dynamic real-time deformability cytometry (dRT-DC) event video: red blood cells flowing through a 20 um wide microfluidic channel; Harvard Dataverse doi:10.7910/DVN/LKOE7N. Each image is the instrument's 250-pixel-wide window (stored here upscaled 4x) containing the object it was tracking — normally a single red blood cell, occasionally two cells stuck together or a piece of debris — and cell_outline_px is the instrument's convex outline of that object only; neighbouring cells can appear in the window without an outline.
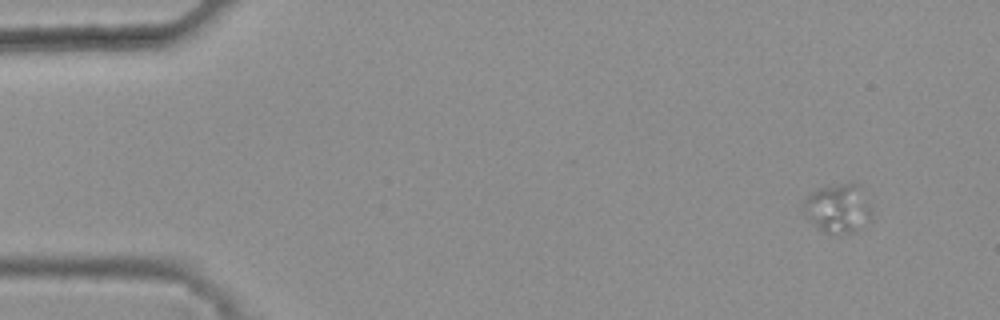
{"species": "common noctule bat (a hibernating species)", "species_latin": "Nyctalus noctula", "temperature_condition": "warm", "stored_images_in_passage": 44, "camera_frame_rate_fps": 3000, "um_per_image_px": 0.085, "animal": {"sex": "female", "body_mass_g": 25.1}, "frame": {"image": 1, "passage_image": 1, "time_ms": 0.0, "image_size_px": [1000, 320], "cell_outline_px": [[872, 220], [856, 232], [824, 232], [808, 220], [800, 204], [812, 192], [820, 188], [840, 184], [856, 184], [868, 204]], "centroid_in_image_um": [71.18, 17.74], "position_along_channel_um": 13.8, "area_um2": 18.9}}
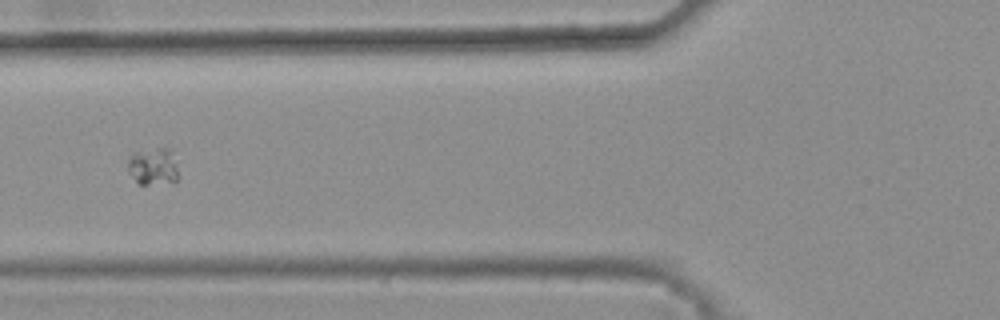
{"frame": {"image": 2, "passage_image": 18, "time_ms": 5.667, "image_size_px": [1000, 320], "cell_outline_px": [[176, 180], [148, 184], [140, 184], [128, 172], [128, 160], [136, 152], [160, 148], [168, 148], [176, 168]], "centroid_in_image_um": [12.96, 14.15], "position_along_channel_um": 112.8, "area_um2": 10.17}}
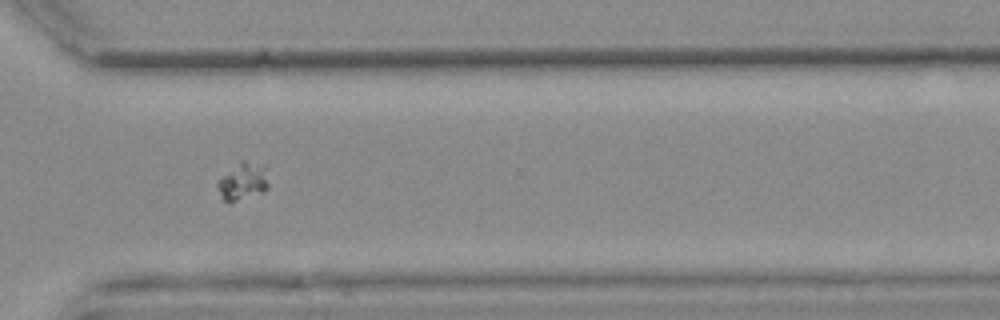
{"frame": {"image": 3, "passage_image": 37, "time_ms": 12.0, "image_size_px": [1000, 320], "cell_outline_px": [[268, 188], [264, 192], [228, 204], [220, 196], [216, 184], [240, 160], [244, 160], [268, 164]], "centroid_in_image_um": [20.72, 15.41], "position_along_channel_um": 349.9, "area_um2": 11.5}}